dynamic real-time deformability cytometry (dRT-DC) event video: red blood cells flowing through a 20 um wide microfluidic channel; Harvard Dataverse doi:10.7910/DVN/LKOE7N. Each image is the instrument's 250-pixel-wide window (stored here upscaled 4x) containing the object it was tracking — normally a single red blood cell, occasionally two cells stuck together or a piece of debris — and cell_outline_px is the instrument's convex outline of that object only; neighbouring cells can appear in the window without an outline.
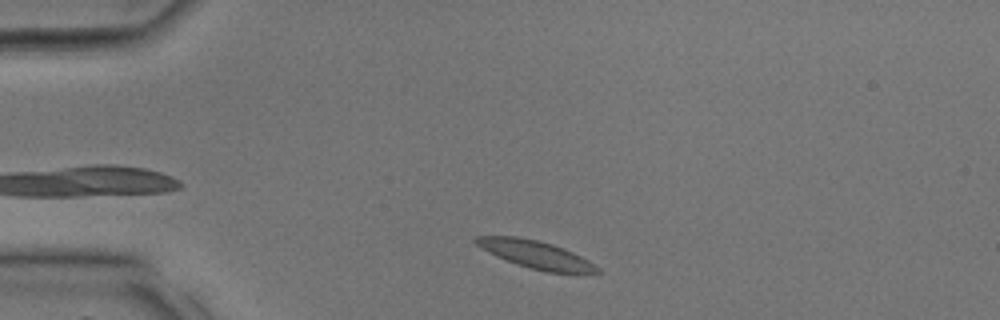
{"species": "common noctule bat (a hibernating species)", "species_latin": "Nyctalus noctula", "temperature_condition": "room temperature", "stored_images_in_passage": 29, "camera_frame_rate_fps": 3000, "um_per_image_px": 0.085, "animal": {"sex": "male", "body_mass_g": 17.9, "forearm_length_mm": 54.2}, "frame": {"image": 1, "passage_image": 2, "time_ms": 0.333, "image_size_px": [1000, 320], "cell_outline_px": [[604, 272], [548, 272], [516, 264], [496, 256], [476, 244], [472, 240], [476, 236], [516, 236], [536, 240], [552, 244], [564, 248], [588, 260], [600, 268]], "centroid_in_image_um": [45.52, 21.62], "position_along_channel_um": 39.5, "area_um2": 19.19}}
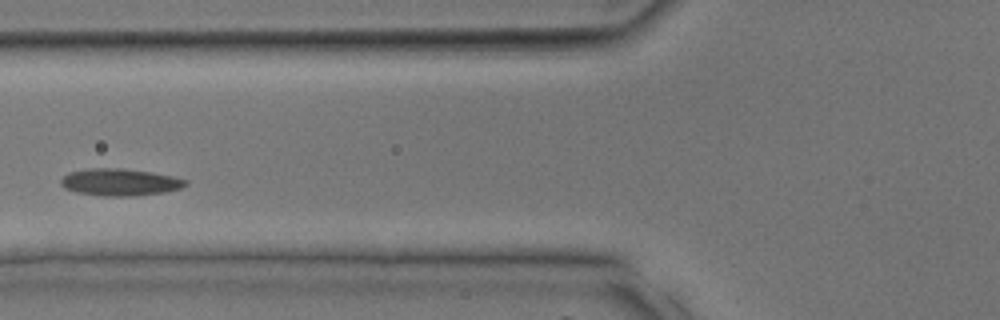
{"frame": {"image": 2, "passage_image": 8, "time_ms": 2.333, "image_size_px": [1000, 320], "cell_outline_px": [[188, 184], [180, 188], [164, 192], [136, 196], [100, 196], [76, 192], [64, 188], [60, 184], [60, 180], [68, 172], [92, 168], [120, 168], [152, 172], [172, 176], [188, 180]], "centroid_in_image_um": [10.18, 15.49], "position_along_channel_um": 115.6, "area_um2": 19.77}}
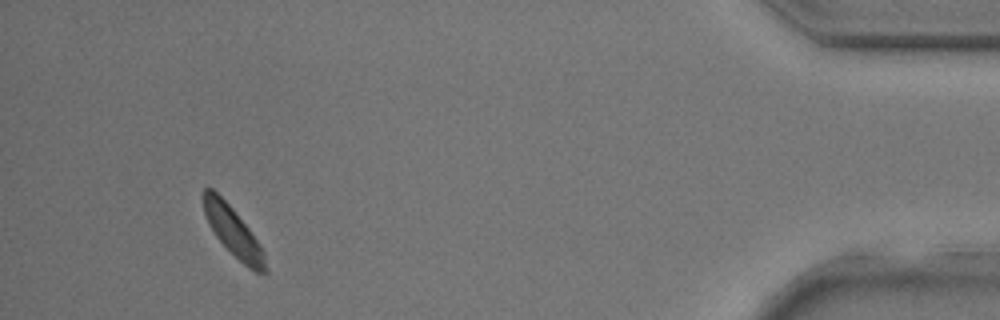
{"frame": {"image": 3, "passage_image": 27, "time_ms": 8.667, "image_size_px": [1000, 320], "cell_outline_px": [[268, 272], [256, 272], [248, 268], [216, 236], [204, 212], [200, 196], [204, 188], [212, 188], [232, 208], [248, 228], [260, 244], [264, 252], [268, 268]], "centroid_in_image_um": [19.81, 19.66], "position_along_channel_um": 415.4, "area_um2": 17.4}}